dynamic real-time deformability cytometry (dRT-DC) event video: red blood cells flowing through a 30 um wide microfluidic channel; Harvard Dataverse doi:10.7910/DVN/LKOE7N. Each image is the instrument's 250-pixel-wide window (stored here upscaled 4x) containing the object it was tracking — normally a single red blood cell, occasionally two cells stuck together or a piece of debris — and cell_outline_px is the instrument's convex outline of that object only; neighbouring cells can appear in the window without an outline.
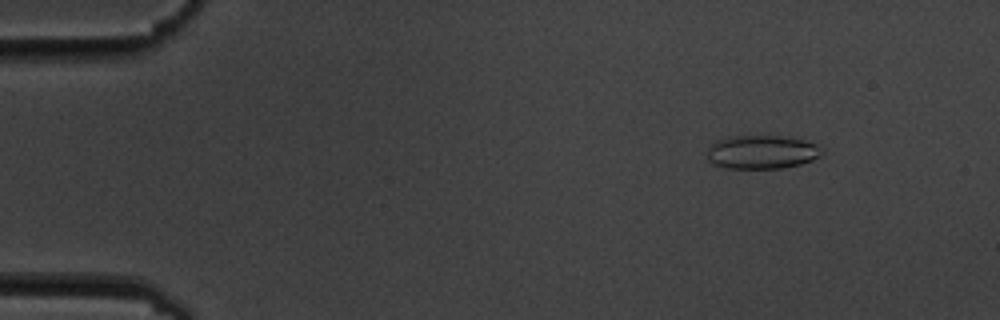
{"species": "common noctule bat (a hibernating species)", "species_latin": "Nyctalus noctula", "temperature_condition": "cold", "stored_images_in_passage": 4, "camera_frame_rate_fps": 3000, "um_per_image_px": 0.085, "animal": {"sex": "male", "body_mass_g": 19.5, "forearm_length_mm": 54.6}, "frame": {"image": 1, "passage_image": 2, "time_ms": 1.0, "image_size_px": [1000, 320], "cell_outline_px": [[824, 152], [820, 156], [812, 160], [800, 164], [784, 168], [728, 168], [712, 164], [708, 160], [708, 148], [716, 140], [736, 136], [784, 136], [804, 140], [816, 144], [824, 148]], "centroid_in_image_um": [64.79, 12.92], "position_along_channel_um": 20.2, "area_um2": 22.54}}
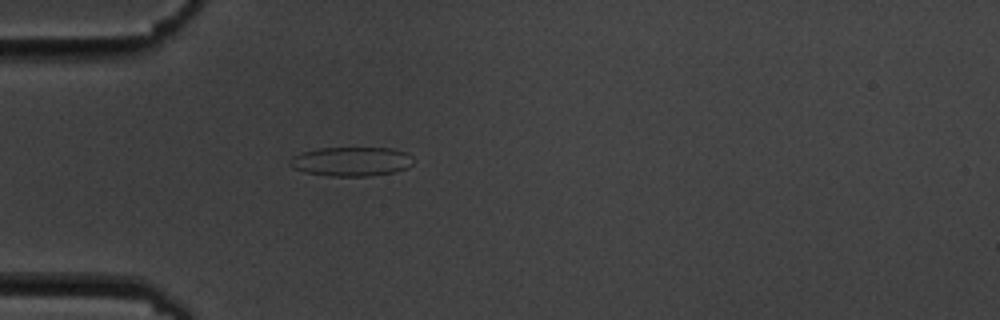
{"frame": {"image": 2, "passage_image": 4, "time_ms": 4.333, "image_size_px": [1000, 320], "cell_outline_px": [[412, 164], [408, 168], [396, 172], [368, 176], [332, 176], [304, 172], [292, 168], [288, 164], [288, 160], [292, 156], [300, 152], [316, 148], [392, 148], [408, 152], [412, 156]], "centroid_in_image_um": [29.85, 13.72], "position_along_channel_um": 55.2, "area_um2": 21.39}}